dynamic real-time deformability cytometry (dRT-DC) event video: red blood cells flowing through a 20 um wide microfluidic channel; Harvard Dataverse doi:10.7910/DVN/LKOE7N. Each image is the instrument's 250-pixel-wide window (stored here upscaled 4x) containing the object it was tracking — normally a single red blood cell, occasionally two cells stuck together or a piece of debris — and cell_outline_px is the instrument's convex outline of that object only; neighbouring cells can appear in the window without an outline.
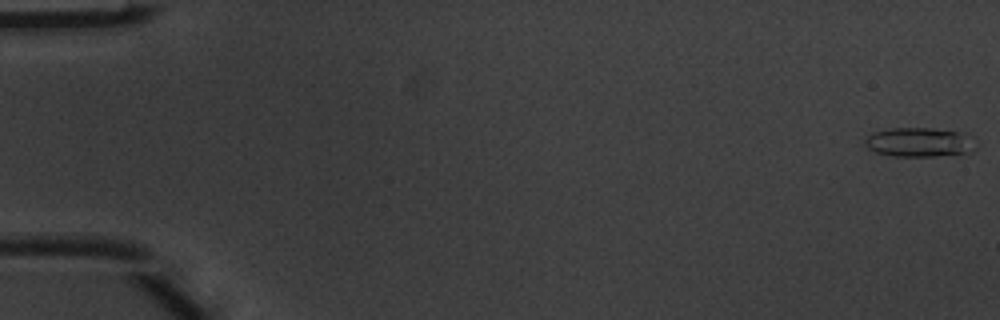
{"species": "common noctule bat (a hibernating species)", "species_latin": "Nyctalus noctula", "temperature_condition": "warm", "stored_images_in_passage": 6, "camera_frame_rate_fps": 3000, "um_per_image_px": 0.085, "animal": {"sex": "male", "body_mass_g": 20.1, "forearm_length_mm": 53.5}, "frame": {"image": 1, "passage_image": 1, "time_ms": 0.0, "image_size_px": [1000, 320], "cell_outline_px": [[976, 148], [972, 152], [936, 156], [892, 156], [876, 152], [868, 148], [864, 144], [864, 140], [872, 132], [892, 128], [932, 128], [968, 132], [972, 136]], "centroid_in_image_um": [78.19, 12.08], "position_along_channel_um": 6.8, "area_um2": 19.25}}